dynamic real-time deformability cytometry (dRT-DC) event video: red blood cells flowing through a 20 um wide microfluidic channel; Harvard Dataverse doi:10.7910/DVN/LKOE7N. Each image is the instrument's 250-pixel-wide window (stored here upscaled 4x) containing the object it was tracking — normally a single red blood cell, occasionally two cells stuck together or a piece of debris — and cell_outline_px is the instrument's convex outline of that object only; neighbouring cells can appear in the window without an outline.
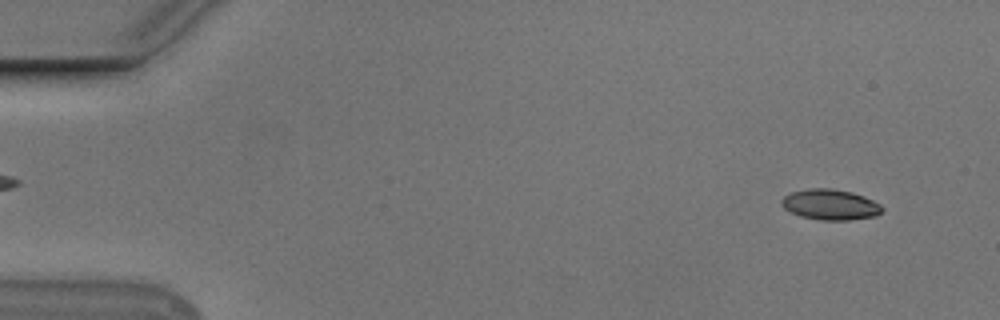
{"species": "Egyptian fruit bat (a non-hibernating species)", "species_latin": "Rousettus aegyptiacus", "temperature_condition": "cold", "stored_images_in_passage": 16, "camera_frame_rate_fps": 3000, "um_per_image_px": 0.085, "animal": {"sex": "male"}, "frame": {"image": 1, "passage_image": 4, "time_ms": 1.0, "image_size_px": [1000, 320], "cell_outline_px": [[884, 208], [876, 216], [848, 220], [820, 220], [800, 216], [784, 208], [780, 204], [780, 200], [784, 196], [792, 192], [808, 188], [832, 188], [852, 192], [864, 196], [880, 204]], "centroid_in_image_um": [70.56, 17.38], "position_along_channel_um": 14.4, "area_um2": 17.98}}
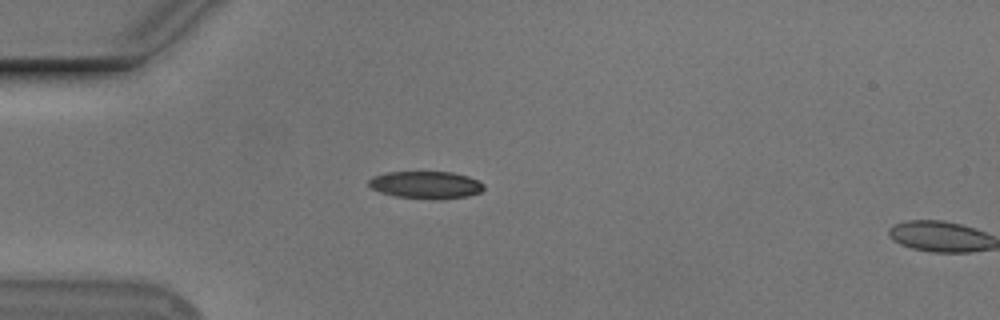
{"frame": {"image": 2, "passage_image": 15, "time_ms": 4.667, "image_size_px": [1000, 320], "cell_outline_px": [[484, 188], [480, 192], [468, 196], [444, 200], [432, 200], [396, 196], [380, 192], [372, 188], [368, 184], [368, 180], [372, 176], [388, 172], [452, 172], [468, 176], [484, 184]], "centroid_in_image_um": [36.21, 15.73], "position_along_channel_um": 48.8, "area_um2": 18.55}}